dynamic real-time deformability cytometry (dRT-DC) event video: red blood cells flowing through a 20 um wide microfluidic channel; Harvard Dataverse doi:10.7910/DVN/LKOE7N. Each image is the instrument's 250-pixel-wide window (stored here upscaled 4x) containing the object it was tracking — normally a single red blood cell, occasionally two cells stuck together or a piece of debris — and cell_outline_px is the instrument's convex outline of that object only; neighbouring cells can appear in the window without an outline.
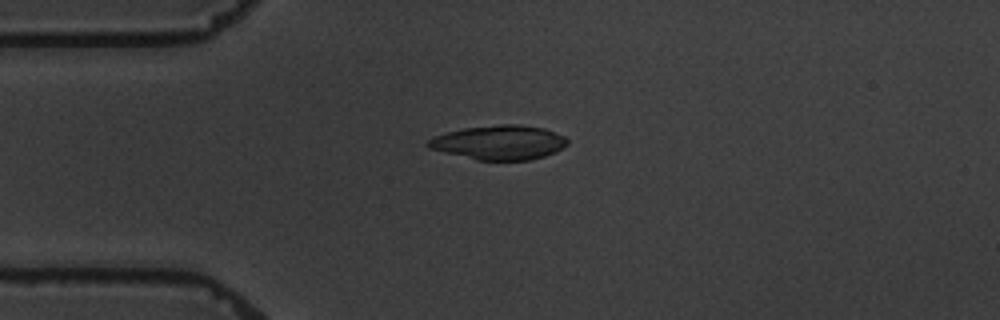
{"species": "common noctule bat (a hibernating species)", "species_latin": "Nyctalus noctula", "temperature_condition": "warm", "stored_images_in_passage": 3, "camera_frame_rate_fps": 3000, "um_per_image_px": 0.085, "animal": {"sex": "male", "body_mass_g": 19.5, "forearm_length_mm": 54.6}, "frame": {"image": 1, "passage_image": 1, "time_ms": 0.0, "image_size_px": [1000, 320], "cell_outline_px": [[568, 144], [564, 148], [556, 152], [544, 156], [528, 160], [476, 160], [428, 148], [424, 144], [428, 140], [436, 136], [448, 132], [464, 128], [500, 124], [516, 124], [544, 128], [564, 136], [568, 140]], "centroid_in_image_um": [42.45, 12.11], "position_along_channel_um": 42.6, "area_um2": 27.86}}